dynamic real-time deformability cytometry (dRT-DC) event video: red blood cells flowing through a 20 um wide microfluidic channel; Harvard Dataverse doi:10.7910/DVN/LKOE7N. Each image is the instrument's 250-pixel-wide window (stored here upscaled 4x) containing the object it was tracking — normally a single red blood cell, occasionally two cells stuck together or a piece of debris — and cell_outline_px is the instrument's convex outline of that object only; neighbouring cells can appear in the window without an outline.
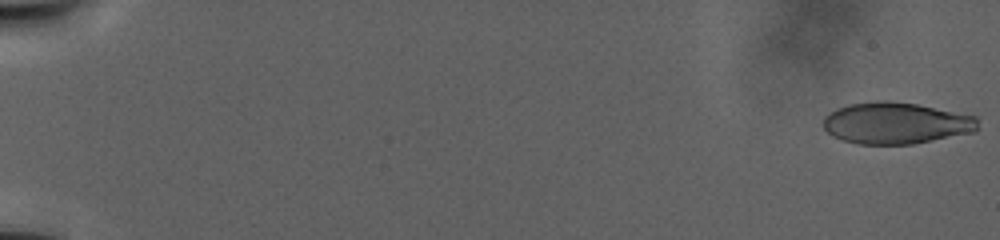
{"species": "human", "species_latin": "Homo sapiens", "temperature_condition": "warm", "stored_images_in_passage": 136, "camera_frame_rate_fps": 3000, "um_per_image_px": 0.085, "donor": {"sex": "male"}, "frame": {"image": 1, "passage_image": 1, "time_ms": 0.0, "image_size_px": [1000, 240], "cell_outline_px": [[980, 128], [976, 132], [912, 144], [856, 144], [832, 136], [824, 128], [824, 116], [836, 108], [848, 104], [876, 100], [888, 100], [916, 104], [976, 116]], "centroid_in_image_um": [76.16, 10.46], "position_along_channel_um": 8.8, "area_um2": 37.69}}
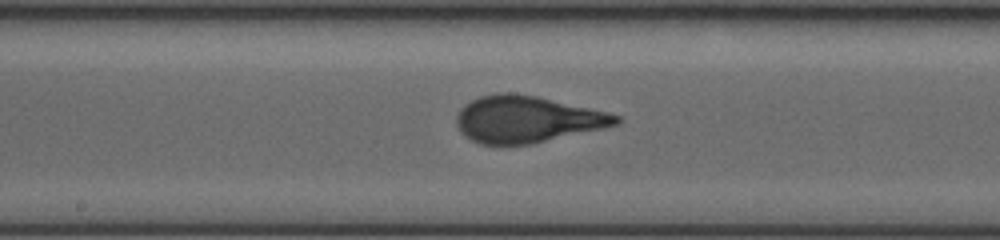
{"frame": {"image": 2, "passage_image": 70, "time_ms": 23.333, "image_size_px": [1000, 240], "cell_outline_px": [[620, 120], [616, 124], [604, 128], [532, 144], [480, 144], [464, 136], [460, 132], [456, 124], [456, 116], [460, 108], [464, 104], [480, 96], [500, 92], [512, 92], [536, 96], [608, 112], [620, 116]], "centroid_in_image_um": [44.75, 10.13], "position_along_channel_um": 203.4, "area_um2": 43.35}}
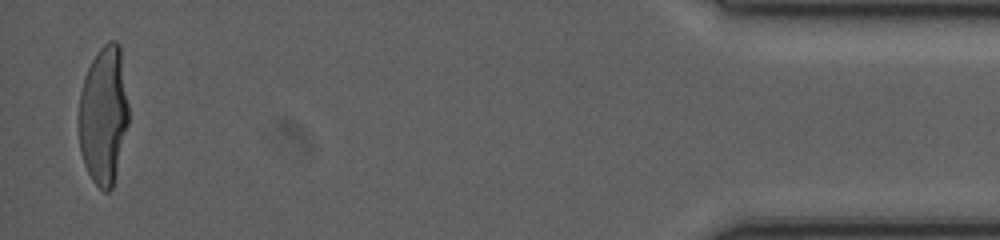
{"frame": {"image": 3, "passage_image": 130, "time_ms": 40.333, "image_size_px": [1000, 240], "cell_outline_px": [[128, 124], [112, 188], [108, 192], [104, 192], [92, 180], [84, 164], [80, 152], [80, 92], [84, 76], [96, 52], [108, 40], [116, 40], [120, 44], [128, 104]], "centroid_in_image_um": [8.81, 9.76], "position_along_channel_um": 426.4, "area_um2": 39.94}}